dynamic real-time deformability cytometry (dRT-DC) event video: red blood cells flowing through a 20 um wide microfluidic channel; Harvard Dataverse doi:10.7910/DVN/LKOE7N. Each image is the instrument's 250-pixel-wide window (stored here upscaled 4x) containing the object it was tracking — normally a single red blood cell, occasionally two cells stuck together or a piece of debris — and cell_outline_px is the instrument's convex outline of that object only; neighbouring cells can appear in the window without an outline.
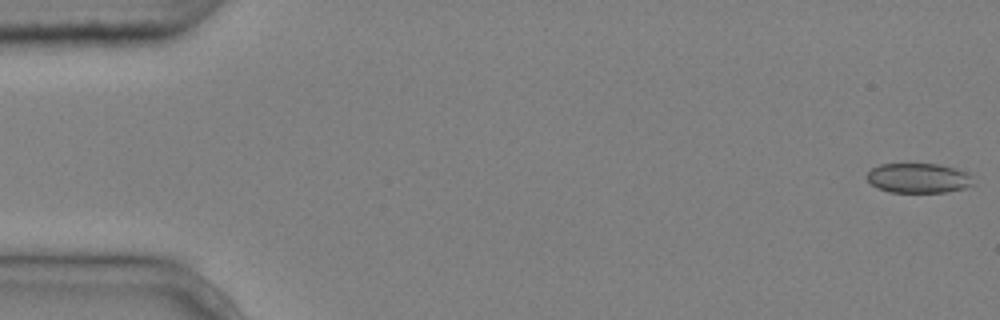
{"species": "common noctule bat (a hibernating species)", "species_latin": "Nyctalus noctula", "temperature_condition": "cold", "stored_images_in_passage": 5, "camera_frame_rate_fps": 3000, "um_per_image_px": 0.085, "animal": {"sex": "male", "body_mass_g": 20.4}, "frame": {"image": 1, "passage_image": 1, "time_ms": 0.0, "image_size_px": [1000, 320], "cell_outline_px": [[972, 184], [964, 188], [944, 192], [888, 192], [876, 188], [868, 180], [868, 172], [872, 168], [880, 164], [940, 164], [956, 168], [968, 172]], "centroid_in_image_um": [78.04, 15.13], "position_along_channel_um": 7.0, "area_um2": 18.32}}
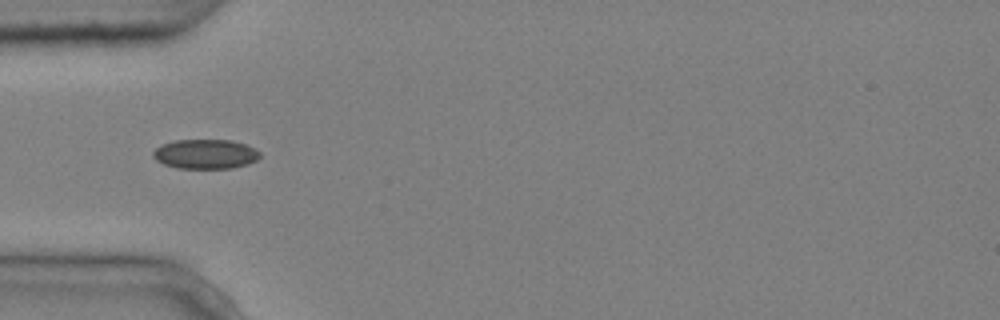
{"frame": {"image": 2, "passage_image": 5, "time_ms": 1.333, "image_size_px": [1000, 320], "cell_outline_px": [[260, 156], [256, 160], [248, 164], [232, 168], [176, 168], [164, 164], [156, 160], [152, 156], [152, 152], [160, 144], [176, 140], [232, 140], [244, 144], [260, 152]], "centroid_in_image_um": [17.42, 13.09], "position_along_channel_um": 67.6, "area_um2": 18.38}}